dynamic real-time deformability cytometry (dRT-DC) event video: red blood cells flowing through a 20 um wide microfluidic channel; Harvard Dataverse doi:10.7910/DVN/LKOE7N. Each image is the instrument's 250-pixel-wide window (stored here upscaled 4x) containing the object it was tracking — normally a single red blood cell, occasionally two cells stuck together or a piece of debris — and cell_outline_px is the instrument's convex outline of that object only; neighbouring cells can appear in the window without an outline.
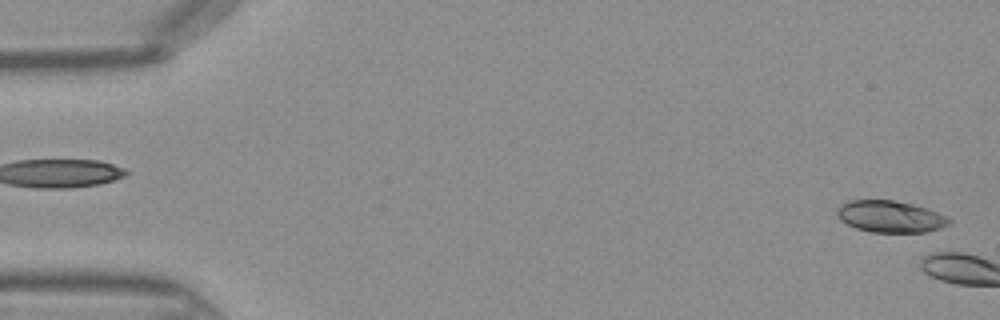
{"species": "Egyptian fruit bat (a non-hibernating species)", "species_latin": "Rousettus aegyptiacus", "temperature_condition": "warm", "stored_images_in_passage": 3, "camera_frame_rate_fps": 3000, "um_per_image_px": 0.085, "frame": {"image": 1, "passage_image": 1, "time_ms": 0.0, "image_size_px": [1000, 320], "cell_outline_px": [[952, 220], [948, 224], [940, 228], [924, 232], [872, 232], [856, 228], [840, 220], [836, 212], [848, 200], [892, 200], [912, 204], [936, 212]], "centroid_in_image_um": [75.66, 18.41], "position_along_channel_um": 9.3, "area_um2": 20.29}}